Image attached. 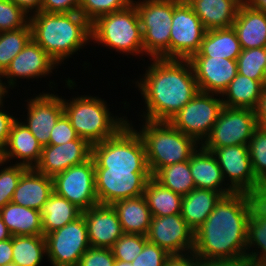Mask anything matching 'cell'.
I'll list each match as a JSON object with an SVG mask.
<instances>
[{"label":"cell","mask_w":266,"mask_h":266,"mask_svg":"<svg viewBox=\"0 0 266 266\" xmlns=\"http://www.w3.org/2000/svg\"><path fill=\"white\" fill-rule=\"evenodd\" d=\"M255 195L234 192L223 196L194 231L193 251L200 259H239L246 256L248 220Z\"/></svg>","instance_id":"6da1fadb"},{"label":"cell","mask_w":266,"mask_h":266,"mask_svg":"<svg viewBox=\"0 0 266 266\" xmlns=\"http://www.w3.org/2000/svg\"><path fill=\"white\" fill-rule=\"evenodd\" d=\"M149 60L145 73L134 83L145 105L139 116L169 122L199 92L195 74L189 60Z\"/></svg>","instance_id":"7a4b0ae2"},{"label":"cell","mask_w":266,"mask_h":266,"mask_svg":"<svg viewBox=\"0 0 266 266\" xmlns=\"http://www.w3.org/2000/svg\"><path fill=\"white\" fill-rule=\"evenodd\" d=\"M29 23L32 39L58 64V67L64 64L66 59L69 60L74 54H78V51L91 41V23L80 12L38 11L29 16Z\"/></svg>","instance_id":"3957f363"},{"label":"cell","mask_w":266,"mask_h":266,"mask_svg":"<svg viewBox=\"0 0 266 266\" xmlns=\"http://www.w3.org/2000/svg\"><path fill=\"white\" fill-rule=\"evenodd\" d=\"M140 129L149 171L154 176L161 168L190 159L200 144L174 128L168 121L142 120Z\"/></svg>","instance_id":"277c9868"},{"label":"cell","mask_w":266,"mask_h":266,"mask_svg":"<svg viewBox=\"0 0 266 266\" xmlns=\"http://www.w3.org/2000/svg\"><path fill=\"white\" fill-rule=\"evenodd\" d=\"M63 107L77 135L91 145L113 137L129 122L128 117L111 113L107 102L99 96L63 98Z\"/></svg>","instance_id":"5b68a950"},{"label":"cell","mask_w":266,"mask_h":266,"mask_svg":"<svg viewBox=\"0 0 266 266\" xmlns=\"http://www.w3.org/2000/svg\"><path fill=\"white\" fill-rule=\"evenodd\" d=\"M91 42L126 56L145 55L141 24L135 5L132 3L123 10L103 15L92 22Z\"/></svg>","instance_id":"8992f818"},{"label":"cell","mask_w":266,"mask_h":266,"mask_svg":"<svg viewBox=\"0 0 266 266\" xmlns=\"http://www.w3.org/2000/svg\"><path fill=\"white\" fill-rule=\"evenodd\" d=\"M132 123L131 120L113 137L92 145L95 168L149 171L144 142Z\"/></svg>","instance_id":"52a82bcc"},{"label":"cell","mask_w":266,"mask_h":266,"mask_svg":"<svg viewBox=\"0 0 266 266\" xmlns=\"http://www.w3.org/2000/svg\"><path fill=\"white\" fill-rule=\"evenodd\" d=\"M182 0H132L141 24L145 56L170 59V33L174 8Z\"/></svg>","instance_id":"ba28073f"},{"label":"cell","mask_w":266,"mask_h":266,"mask_svg":"<svg viewBox=\"0 0 266 266\" xmlns=\"http://www.w3.org/2000/svg\"><path fill=\"white\" fill-rule=\"evenodd\" d=\"M220 97L218 94L199 91L169 120V123L201 145L210 134L224 107Z\"/></svg>","instance_id":"9c48e42d"},{"label":"cell","mask_w":266,"mask_h":266,"mask_svg":"<svg viewBox=\"0 0 266 266\" xmlns=\"http://www.w3.org/2000/svg\"><path fill=\"white\" fill-rule=\"evenodd\" d=\"M258 127L256 112L251 109L223 107L203 148L248 145Z\"/></svg>","instance_id":"30bf717a"},{"label":"cell","mask_w":266,"mask_h":266,"mask_svg":"<svg viewBox=\"0 0 266 266\" xmlns=\"http://www.w3.org/2000/svg\"><path fill=\"white\" fill-rule=\"evenodd\" d=\"M45 240L46 259L51 266H77L81 256L91 247L83 215L46 234Z\"/></svg>","instance_id":"8fae6325"},{"label":"cell","mask_w":266,"mask_h":266,"mask_svg":"<svg viewBox=\"0 0 266 266\" xmlns=\"http://www.w3.org/2000/svg\"><path fill=\"white\" fill-rule=\"evenodd\" d=\"M204 149L215 155L225 182L234 192L258 194L261 184L255 177L248 145Z\"/></svg>","instance_id":"7c38bea8"},{"label":"cell","mask_w":266,"mask_h":266,"mask_svg":"<svg viewBox=\"0 0 266 266\" xmlns=\"http://www.w3.org/2000/svg\"><path fill=\"white\" fill-rule=\"evenodd\" d=\"M52 179L54 192L82 211L99 204L95 190V166L92 157L83 164L69 167Z\"/></svg>","instance_id":"4fadbf2b"},{"label":"cell","mask_w":266,"mask_h":266,"mask_svg":"<svg viewBox=\"0 0 266 266\" xmlns=\"http://www.w3.org/2000/svg\"><path fill=\"white\" fill-rule=\"evenodd\" d=\"M151 177L150 171L95 168V190L98 202L112 205L119 200L140 197Z\"/></svg>","instance_id":"5bb4252c"},{"label":"cell","mask_w":266,"mask_h":266,"mask_svg":"<svg viewBox=\"0 0 266 266\" xmlns=\"http://www.w3.org/2000/svg\"><path fill=\"white\" fill-rule=\"evenodd\" d=\"M206 29L192 7L182 0L173 13L170 33V59L189 60L198 53Z\"/></svg>","instance_id":"9a60e30c"},{"label":"cell","mask_w":266,"mask_h":266,"mask_svg":"<svg viewBox=\"0 0 266 266\" xmlns=\"http://www.w3.org/2000/svg\"><path fill=\"white\" fill-rule=\"evenodd\" d=\"M146 238L170 255L188 253L194 249V231L181 214L152 217Z\"/></svg>","instance_id":"2e32d148"},{"label":"cell","mask_w":266,"mask_h":266,"mask_svg":"<svg viewBox=\"0 0 266 266\" xmlns=\"http://www.w3.org/2000/svg\"><path fill=\"white\" fill-rule=\"evenodd\" d=\"M25 100L27 116L22 121L38 142L49 145L50 133L58 119L64 114L63 98L57 94L44 91ZM26 121V122H25Z\"/></svg>","instance_id":"e0dca14e"},{"label":"cell","mask_w":266,"mask_h":266,"mask_svg":"<svg viewBox=\"0 0 266 266\" xmlns=\"http://www.w3.org/2000/svg\"><path fill=\"white\" fill-rule=\"evenodd\" d=\"M58 64L31 39L21 52L11 61L9 67L1 75L5 86L10 89L15 88L20 79H39L53 73L54 69H58ZM53 70V71H52ZM31 78V79H30ZM7 82V83H6Z\"/></svg>","instance_id":"ac0fdd59"},{"label":"cell","mask_w":266,"mask_h":266,"mask_svg":"<svg viewBox=\"0 0 266 266\" xmlns=\"http://www.w3.org/2000/svg\"><path fill=\"white\" fill-rule=\"evenodd\" d=\"M91 157L92 145L79 137L65 144L43 146L40 161L35 169L53 178L71 166L83 164Z\"/></svg>","instance_id":"d6986e66"},{"label":"cell","mask_w":266,"mask_h":266,"mask_svg":"<svg viewBox=\"0 0 266 266\" xmlns=\"http://www.w3.org/2000/svg\"><path fill=\"white\" fill-rule=\"evenodd\" d=\"M199 91L222 95L237 75V61L218 57L189 59Z\"/></svg>","instance_id":"ffe728a7"},{"label":"cell","mask_w":266,"mask_h":266,"mask_svg":"<svg viewBox=\"0 0 266 266\" xmlns=\"http://www.w3.org/2000/svg\"><path fill=\"white\" fill-rule=\"evenodd\" d=\"M91 247L111 248L124 234L112 205L97 204L82 211Z\"/></svg>","instance_id":"44dd1931"},{"label":"cell","mask_w":266,"mask_h":266,"mask_svg":"<svg viewBox=\"0 0 266 266\" xmlns=\"http://www.w3.org/2000/svg\"><path fill=\"white\" fill-rule=\"evenodd\" d=\"M18 119L20 117L11 126L8 142L1 152V160L7 165L18 159L15 164L35 168L41 158L42 145L22 120Z\"/></svg>","instance_id":"7402d4cb"},{"label":"cell","mask_w":266,"mask_h":266,"mask_svg":"<svg viewBox=\"0 0 266 266\" xmlns=\"http://www.w3.org/2000/svg\"><path fill=\"white\" fill-rule=\"evenodd\" d=\"M190 170L196 188L220 192L223 196L234 191L226 184L215 155L201 145L189 159Z\"/></svg>","instance_id":"603a6c76"},{"label":"cell","mask_w":266,"mask_h":266,"mask_svg":"<svg viewBox=\"0 0 266 266\" xmlns=\"http://www.w3.org/2000/svg\"><path fill=\"white\" fill-rule=\"evenodd\" d=\"M53 190V179L28 168L21 176L12 198L13 203L41 212Z\"/></svg>","instance_id":"cb8c5ba5"},{"label":"cell","mask_w":266,"mask_h":266,"mask_svg":"<svg viewBox=\"0 0 266 266\" xmlns=\"http://www.w3.org/2000/svg\"><path fill=\"white\" fill-rule=\"evenodd\" d=\"M206 30L230 28L243 0H186Z\"/></svg>","instance_id":"d4e9b609"},{"label":"cell","mask_w":266,"mask_h":266,"mask_svg":"<svg viewBox=\"0 0 266 266\" xmlns=\"http://www.w3.org/2000/svg\"><path fill=\"white\" fill-rule=\"evenodd\" d=\"M242 49L266 47V14L242 3L232 25Z\"/></svg>","instance_id":"484cf974"},{"label":"cell","mask_w":266,"mask_h":266,"mask_svg":"<svg viewBox=\"0 0 266 266\" xmlns=\"http://www.w3.org/2000/svg\"><path fill=\"white\" fill-rule=\"evenodd\" d=\"M223 195L209 189L195 188L182 198L181 216L196 231L213 212Z\"/></svg>","instance_id":"4316f807"},{"label":"cell","mask_w":266,"mask_h":266,"mask_svg":"<svg viewBox=\"0 0 266 266\" xmlns=\"http://www.w3.org/2000/svg\"><path fill=\"white\" fill-rule=\"evenodd\" d=\"M123 232L146 236L152 215L144 196L119 200L112 204Z\"/></svg>","instance_id":"83f0119b"},{"label":"cell","mask_w":266,"mask_h":266,"mask_svg":"<svg viewBox=\"0 0 266 266\" xmlns=\"http://www.w3.org/2000/svg\"><path fill=\"white\" fill-rule=\"evenodd\" d=\"M264 87V81H257L237 73L229 83L221 98L224 107L251 109L257 108Z\"/></svg>","instance_id":"f1b7e54d"},{"label":"cell","mask_w":266,"mask_h":266,"mask_svg":"<svg viewBox=\"0 0 266 266\" xmlns=\"http://www.w3.org/2000/svg\"><path fill=\"white\" fill-rule=\"evenodd\" d=\"M242 48L233 27L206 30L198 53L192 57H218L237 60Z\"/></svg>","instance_id":"f546056e"},{"label":"cell","mask_w":266,"mask_h":266,"mask_svg":"<svg viewBox=\"0 0 266 266\" xmlns=\"http://www.w3.org/2000/svg\"><path fill=\"white\" fill-rule=\"evenodd\" d=\"M0 216L12 236L43 235L41 212L13 202L0 209Z\"/></svg>","instance_id":"4dcf8cb0"},{"label":"cell","mask_w":266,"mask_h":266,"mask_svg":"<svg viewBox=\"0 0 266 266\" xmlns=\"http://www.w3.org/2000/svg\"><path fill=\"white\" fill-rule=\"evenodd\" d=\"M82 215V210L53 192L41 210L43 235L62 228Z\"/></svg>","instance_id":"1f68e13d"},{"label":"cell","mask_w":266,"mask_h":266,"mask_svg":"<svg viewBox=\"0 0 266 266\" xmlns=\"http://www.w3.org/2000/svg\"><path fill=\"white\" fill-rule=\"evenodd\" d=\"M143 196L152 217L181 214L183 196L164 187L153 176L147 181Z\"/></svg>","instance_id":"d6a6232c"},{"label":"cell","mask_w":266,"mask_h":266,"mask_svg":"<svg viewBox=\"0 0 266 266\" xmlns=\"http://www.w3.org/2000/svg\"><path fill=\"white\" fill-rule=\"evenodd\" d=\"M12 264L40 266L47 257L44 235L12 236Z\"/></svg>","instance_id":"836d02e7"},{"label":"cell","mask_w":266,"mask_h":266,"mask_svg":"<svg viewBox=\"0 0 266 266\" xmlns=\"http://www.w3.org/2000/svg\"><path fill=\"white\" fill-rule=\"evenodd\" d=\"M246 256L266 262V210L258 203L248 220Z\"/></svg>","instance_id":"e575fe53"},{"label":"cell","mask_w":266,"mask_h":266,"mask_svg":"<svg viewBox=\"0 0 266 266\" xmlns=\"http://www.w3.org/2000/svg\"><path fill=\"white\" fill-rule=\"evenodd\" d=\"M160 184L181 196L195 189L189 160L167 165L153 176Z\"/></svg>","instance_id":"d590c367"},{"label":"cell","mask_w":266,"mask_h":266,"mask_svg":"<svg viewBox=\"0 0 266 266\" xmlns=\"http://www.w3.org/2000/svg\"><path fill=\"white\" fill-rule=\"evenodd\" d=\"M31 39L30 23L23 28L0 33V75L6 71L11 61Z\"/></svg>","instance_id":"8d00e7d4"},{"label":"cell","mask_w":266,"mask_h":266,"mask_svg":"<svg viewBox=\"0 0 266 266\" xmlns=\"http://www.w3.org/2000/svg\"><path fill=\"white\" fill-rule=\"evenodd\" d=\"M236 61L239 74L257 81H264L266 47L242 49Z\"/></svg>","instance_id":"74e56055"},{"label":"cell","mask_w":266,"mask_h":266,"mask_svg":"<svg viewBox=\"0 0 266 266\" xmlns=\"http://www.w3.org/2000/svg\"><path fill=\"white\" fill-rule=\"evenodd\" d=\"M252 168L257 181L266 183V128L258 126L248 144Z\"/></svg>","instance_id":"f35d334b"},{"label":"cell","mask_w":266,"mask_h":266,"mask_svg":"<svg viewBox=\"0 0 266 266\" xmlns=\"http://www.w3.org/2000/svg\"><path fill=\"white\" fill-rule=\"evenodd\" d=\"M4 161H0V209L7 203L12 201L14 191L22 174L28 167L18 164L5 165ZM2 166V167H1ZM3 168V169H2Z\"/></svg>","instance_id":"ab89813d"},{"label":"cell","mask_w":266,"mask_h":266,"mask_svg":"<svg viewBox=\"0 0 266 266\" xmlns=\"http://www.w3.org/2000/svg\"><path fill=\"white\" fill-rule=\"evenodd\" d=\"M132 0H81L79 12L90 22L97 18L127 8Z\"/></svg>","instance_id":"60d3db41"},{"label":"cell","mask_w":266,"mask_h":266,"mask_svg":"<svg viewBox=\"0 0 266 266\" xmlns=\"http://www.w3.org/2000/svg\"><path fill=\"white\" fill-rule=\"evenodd\" d=\"M147 238L140 234H123L111 247L115 259L132 262L143 250Z\"/></svg>","instance_id":"b9f144b4"},{"label":"cell","mask_w":266,"mask_h":266,"mask_svg":"<svg viewBox=\"0 0 266 266\" xmlns=\"http://www.w3.org/2000/svg\"><path fill=\"white\" fill-rule=\"evenodd\" d=\"M29 15L11 0H0V33L25 27Z\"/></svg>","instance_id":"7bdbcfd3"},{"label":"cell","mask_w":266,"mask_h":266,"mask_svg":"<svg viewBox=\"0 0 266 266\" xmlns=\"http://www.w3.org/2000/svg\"><path fill=\"white\" fill-rule=\"evenodd\" d=\"M170 254L158 245L147 241L141 253L131 262L132 266H165Z\"/></svg>","instance_id":"ee69618b"},{"label":"cell","mask_w":266,"mask_h":266,"mask_svg":"<svg viewBox=\"0 0 266 266\" xmlns=\"http://www.w3.org/2000/svg\"><path fill=\"white\" fill-rule=\"evenodd\" d=\"M111 248L90 247L80 258L77 266H114Z\"/></svg>","instance_id":"f6af8a7d"},{"label":"cell","mask_w":266,"mask_h":266,"mask_svg":"<svg viewBox=\"0 0 266 266\" xmlns=\"http://www.w3.org/2000/svg\"><path fill=\"white\" fill-rule=\"evenodd\" d=\"M78 138L79 136L77 135V132L74 130L69 118L64 113L51 130L49 145H61Z\"/></svg>","instance_id":"bcb514c9"},{"label":"cell","mask_w":266,"mask_h":266,"mask_svg":"<svg viewBox=\"0 0 266 266\" xmlns=\"http://www.w3.org/2000/svg\"><path fill=\"white\" fill-rule=\"evenodd\" d=\"M81 0H43L41 12L73 13L79 12Z\"/></svg>","instance_id":"7dc6e473"},{"label":"cell","mask_w":266,"mask_h":266,"mask_svg":"<svg viewBox=\"0 0 266 266\" xmlns=\"http://www.w3.org/2000/svg\"><path fill=\"white\" fill-rule=\"evenodd\" d=\"M4 103L0 105V153L5 148L10 134V129L13 122L17 119L16 116L5 111ZM7 112V113H6Z\"/></svg>","instance_id":"c3c4849f"},{"label":"cell","mask_w":266,"mask_h":266,"mask_svg":"<svg viewBox=\"0 0 266 266\" xmlns=\"http://www.w3.org/2000/svg\"><path fill=\"white\" fill-rule=\"evenodd\" d=\"M201 259L194 251L169 255L166 259L165 266H200Z\"/></svg>","instance_id":"681fc988"},{"label":"cell","mask_w":266,"mask_h":266,"mask_svg":"<svg viewBox=\"0 0 266 266\" xmlns=\"http://www.w3.org/2000/svg\"><path fill=\"white\" fill-rule=\"evenodd\" d=\"M200 266H246V256L239 259H201Z\"/></svg>","instance_id":"f907efd6"},{"label":"cell","mask_w":266,"mask_h":266,"mask_svg":"<svg viewBox=\"0 0 266 266\" xmlns=\"http://www.w3.org/2000/svg\"><path fill=\"white\" fill-rule=\"evenodd\" d=\"M12 250V237L7 240L0 241V266L12 264Z\"/></svg>","instance_id":"816d5d0a"},{"label":"cell","mask_w":266,"mask_h":266,"mask_svg":"<svg viewBox=\"0 0 266 266\" xmlns=\"http://www.w3.org/2000/svg\"><path fill=\"white\" fill-rule=\"evenodd\" d=\"M29 16L40 11L43 0H11Z\"/></svg>","instance_id":"f5cc1de1"},{"label":"cell","mask_w":266,"mask_h":266,"mask_svg":"<svg viewBox=\"0 0 266 266\" xmlns=\"http://www.w3.org/2000/svg\"><path fill=\"white\" fill-rule=\"evenodd\" d=\"M255 112L258 126L266 128V85L263 87L261 100Z\"/></svg>","instance_id":"db71d44e"},{"label":"cell","mask_w":266,"mask_h":266,"mask_svg":"<svg viewBox=\"0 0 266 266\" xmlns=\"http://www.w3.org/2000/svg\"><path fill=\"white\" fill-rule=\"evenodd\" d=\"M243 3L266 14V0H243Z\"/></svg>","instance_id":"11a10c76"},{"label":"cell","mask_w":266,"mask_h":266,"mask_svg":"<svg viewBox=\"0 0 266 266\" xmlns=\"http://www.w3.org/2000/svg\"><path fill=\"white\" fill-rule=\"evenodd\" d=\"M257 203L266 210V183L262 184L256 195Z\"/></svg>","instance_id":"9f6ffc18"},{"label":"cell","mask_w":266,"mask_h":266,"mask_svg":"<svg viewBox=\"0 0 266 266\" xmlns=\"http://www.w3.org/2000/svg\"><path fill=\"white\" fill-rule=\"evenodd\" d=\"M11 237H12L11 233L9 232L7 226L3 222L2 217L0 216V241L7 240Z\"/></svg>","instance_id":"6f0895ef"},{"label":"cell","mask_w":266,"mask_h":266,"mask_svg":"<svg viewBox=\"0 0 266 266\" xmlns=\"http://www.w3.org/2000/svg\"><path fill=\"white\" fill-rule=\"evenodd\" d=\"M8 88L5 86L3 79L0 75V105L4 103L6 95H8Z\"/></svg>","instance_id":"680465c9"},{"label":"cell","mask_w":266,"mask_h":266,"mask_svg":"<svg viewBox=\"0 0 266 266\" xmlns=\"http://www.w3.org/2000/svg\"><path fill=\"white\" fill-rule=\"evenodd\" d=\"M246 266H266V262L246 256Z\"/></svg>","instance_id":"91938a15"},{"label":"cell","mask_w":266,"mask_h":266,"mask_svg":"<svg viewBox=\"0 0 266 266\" xmlns=\"http://www.w3.org/2000/svg\"><path fill=\"white\" fill-rule=\"evenodd\" d=\"M114 266H132L131 262H125L115 259V265Z\"/></svg>","instance_id":"94428289"},{"label":"cell","mask_w":266,"mask_h":266,"mask_svg":"<svg viewBox=\"0 0 266 266\" xmlns=\"http://www.w3.org/2000/svg\"><path fill=\"white\" fill-rule=\"evenodd\" d=\"M264 85H266V65H265V71H264Z\"/></svg>","instance_id":"6125c7cd"},{"label":"cell","mask_w":266,"mask_h":266,"mask_svg":"<svg viewBox=\"0 0 266 266\" xmlns=\"http://www.w3.org/2000/svg\"><path fill=\"white\" fill-rule=\"evenodd\" d=\"M5 266H17V265H15V264H9V265H5Z\"/></svg>","instance_id":"be15d7a7"}]
</instances>
